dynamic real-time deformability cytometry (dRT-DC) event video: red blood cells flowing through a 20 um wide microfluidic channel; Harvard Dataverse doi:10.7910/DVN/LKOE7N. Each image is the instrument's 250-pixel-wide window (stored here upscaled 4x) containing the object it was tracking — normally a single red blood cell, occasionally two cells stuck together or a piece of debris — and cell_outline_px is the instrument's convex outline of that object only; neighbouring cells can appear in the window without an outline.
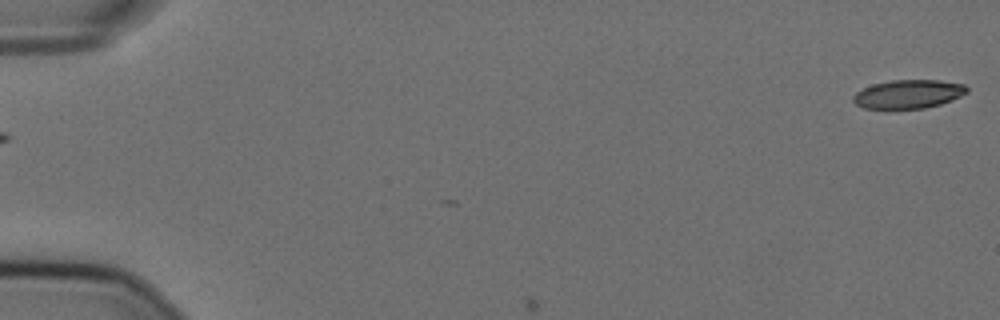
{"species": "Egyptian fruit bat (a non-hibernating species)", "species_latin": "Rousettus aegyptiacus", "temperature_condition": "cold", "stored_images_in_passage": 7, "camera_frame_rate_fps": 3000, "um_per_image_px": 0.085, "animal": {"sex": "female"}, "frame": {"image": 1, "passage_image": 1, "time_ms": 0.0, "image_size_px": [1000, 320], "cell_outline_px": [[968, 92], [952, 100], [940, 104], [924, 108], [888, 112], [864, 108], [856, 104], [852, 100], [852, 96], [856, 92], [872, 84], [892, 80], [940, 80], [964, 84], [968, 88]], "centroid_in_image_um": [77.15, 8.04], "position_along_channel_um": 7.8, "area_um2": 19.77}}